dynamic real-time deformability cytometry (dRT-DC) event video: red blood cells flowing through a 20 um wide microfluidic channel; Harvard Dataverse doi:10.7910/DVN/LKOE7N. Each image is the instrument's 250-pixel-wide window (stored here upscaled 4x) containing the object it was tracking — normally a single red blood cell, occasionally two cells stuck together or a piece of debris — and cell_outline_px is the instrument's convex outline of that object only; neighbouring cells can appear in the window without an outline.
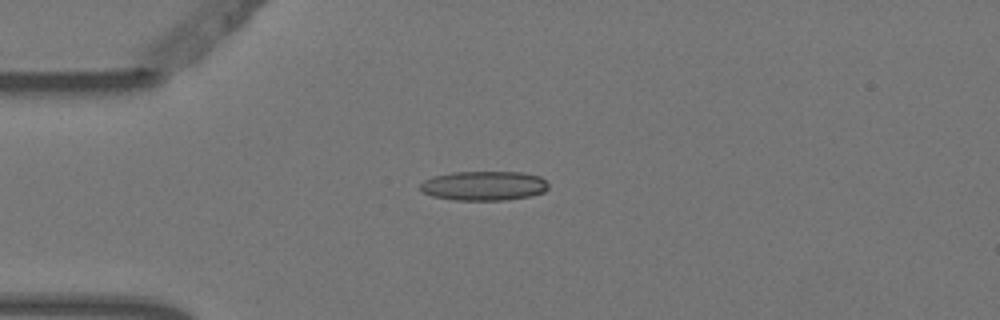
{"species": "Egyptian fruit bat (a non-hibernating species)", "species_latin": "Rousettus aegyptiacus", "temperature_condition": "warm", "stored_images_in_passage": 4, "camera_frame_rate_fps": 3000, "um_per_image_px": 0.085, "animal": {"sex": "female"}, "frame": {"image": 1, "passage_image": 4, "time_ms": 1.0, "image_size_px": [1000, 320], "cell_outline_px": [[548, 188], [544, 192], [528, 196], [504, 200], [456, 200], [432, 196], [424, 192], [420, 188], [420, 184], [424, 180], [432, 176], [452, 172], [524, 172], [540, 176], [548, 184]], "centroid_in_image_um": [41.13, 15.78], "position_along_channel_um": 43.9, "area_um2": 21.96}}